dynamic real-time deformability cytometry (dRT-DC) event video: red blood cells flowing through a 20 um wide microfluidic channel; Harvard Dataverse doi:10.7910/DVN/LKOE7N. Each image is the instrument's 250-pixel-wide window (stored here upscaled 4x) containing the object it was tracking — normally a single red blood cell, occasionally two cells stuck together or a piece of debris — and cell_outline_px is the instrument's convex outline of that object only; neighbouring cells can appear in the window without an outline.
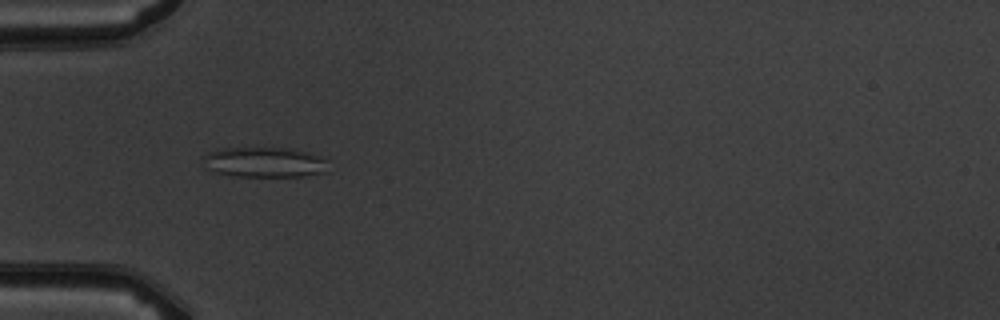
{"species": "common noctule bat (a hibernating species)", "species_latin": "Nyctalus noctula", "temperature_condition": "warm", "stored_images_in_passage": 6, "camera_frame_rate_fps": 3000, "um_per_image_px": 0.085, "animal": {"sex": "male", "body_mass_g": 19.5, "forearm_length_mm": 54.6}, "frame": {"image": 1, "passage_image": 4, "time_ms": 3.333, "image_size_px": [1000, 320], "cell_outline_px": [[328, 172], [304, 176], [232, 176], [216, 172], [208, 168], [200, 156], [216, 148], [284, 148], [312, 152], [320, 156], [324, 160]], "centroid_in_image_um": [22.45, 13.78], "position_along_channel_um": 62.6, "area_um2": 22.14}}
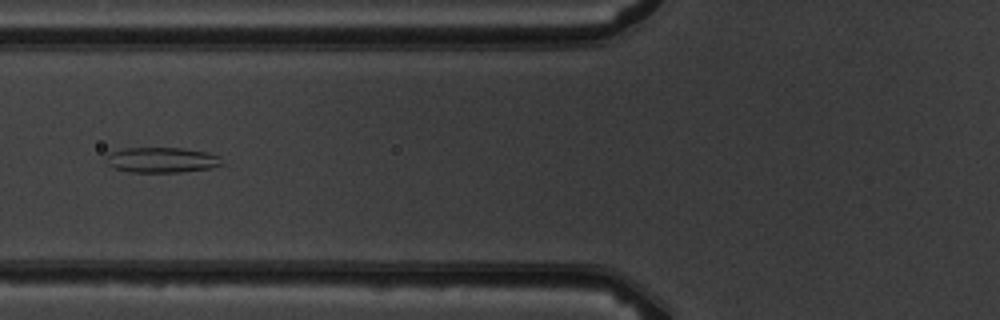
{"frame": {"image": 2, "passage_image": 5, "time_ms": 4.667, "image_size_px": [1000, 320], "cell_outline_px": [[224, 164], [208, 168], [180, 172], [132, 172], [116, 168], [108, 164], [108, 152], [124, 148], [180, 148], [208, 152], [220, 156]], "centroid_in_image_um": [13.78, 13.59], "position_along_channel_um": 112.0, "area_um2": 16.94}}